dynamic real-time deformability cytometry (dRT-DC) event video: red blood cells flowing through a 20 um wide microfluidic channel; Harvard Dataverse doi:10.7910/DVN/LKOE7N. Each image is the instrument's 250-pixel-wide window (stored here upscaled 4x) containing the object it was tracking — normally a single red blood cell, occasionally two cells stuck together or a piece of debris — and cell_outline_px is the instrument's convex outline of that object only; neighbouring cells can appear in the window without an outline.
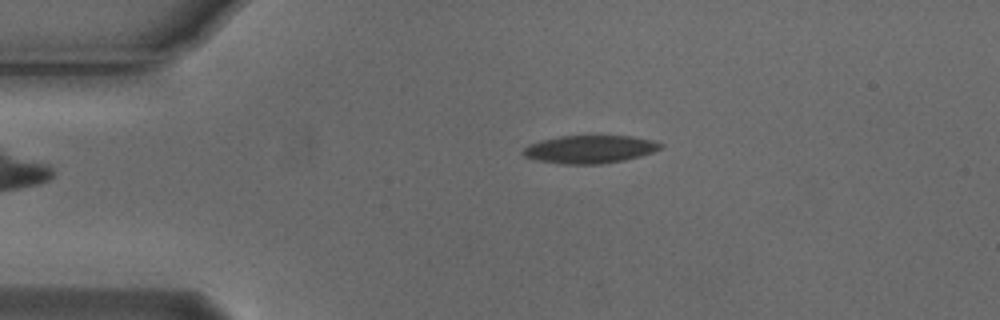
{"species": "Egyptian fruit bat (a non-hibernating species)", "species_latin": "Rousettus aegyptiacus", "temperature_condition": "cold", "stored_images_in_passage": 3, "camera_frame_rate_fps": 3000, "um_per_image_px": 0.085, "animal": {"sex": "male"}, "frame": {"image": 1, "passage_image": 2, "time_ms": 0.333, "image_size_px": [1000, 320], "cell_outline_px": [[664, 144], [660, 148], [652, 152], [640, 156], [624, 160], [600, 164], [564, 164], [536, 160], [524, 156], [520, 152], [528, 144], [540, 140], [560, 136], [632, 136], [652, 140]], "centroid_in_image_um": [50.09, 12.68], "position_along_channel_um": 34.9, "area_um2": 22.37}}